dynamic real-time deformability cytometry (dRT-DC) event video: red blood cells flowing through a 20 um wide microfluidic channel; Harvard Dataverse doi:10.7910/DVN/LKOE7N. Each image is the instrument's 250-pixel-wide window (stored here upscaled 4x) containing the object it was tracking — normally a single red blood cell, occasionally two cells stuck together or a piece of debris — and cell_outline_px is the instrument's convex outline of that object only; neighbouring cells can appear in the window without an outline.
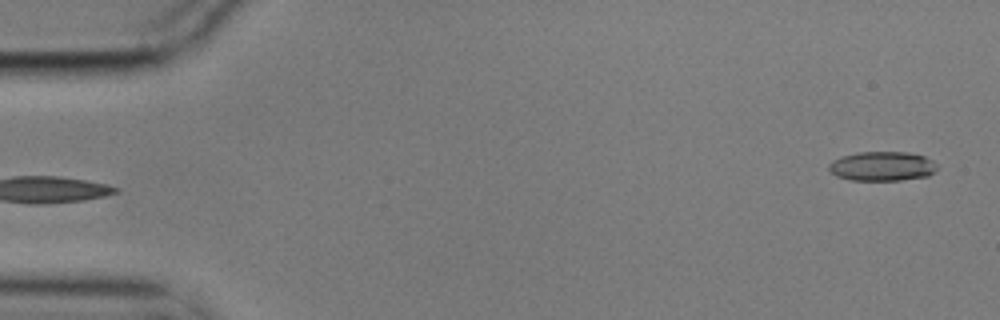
{"species": "common noctule bat (a hibernating species)", "species_latin": "Nyctalus noctula", "temperature_condition": "cold", "stored_images_in_passage": 4, "segment_of_instrument_passage": [2, 2], "camera_frame_rate_fps": 3000, "um_per_image_px": 0.085, "animal": {"sex": "male", "body_mass_g": 17.9}, "frame": {"image": 1, "passage_image": 4, "time_ms": 1.0, "image_size_px": [1000, 320], "cell_outline_px": [[936, 172], [928, 176], [900, 180], [852, 180], [836, 176], [828, 168], [828, 164], [832, 160], [840, 156], [860, 152], [908, 152], [924, 156], [932, 160], [936, 164]], "centroid_in_image_um": [74.98, 14.12], "position_along_channel_um": 10.0, "area_um2": 18.61}}